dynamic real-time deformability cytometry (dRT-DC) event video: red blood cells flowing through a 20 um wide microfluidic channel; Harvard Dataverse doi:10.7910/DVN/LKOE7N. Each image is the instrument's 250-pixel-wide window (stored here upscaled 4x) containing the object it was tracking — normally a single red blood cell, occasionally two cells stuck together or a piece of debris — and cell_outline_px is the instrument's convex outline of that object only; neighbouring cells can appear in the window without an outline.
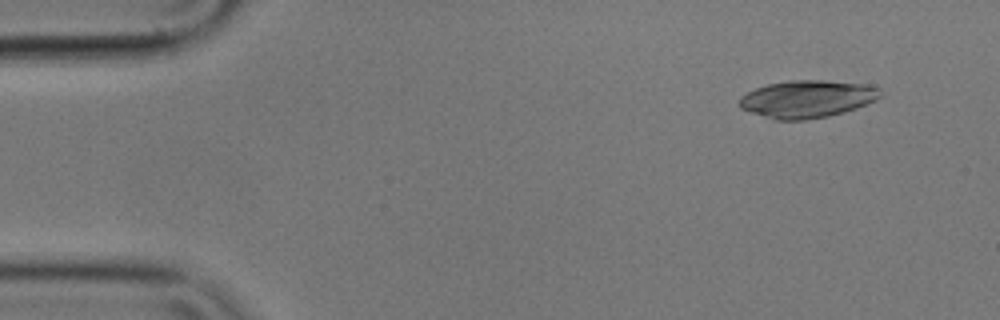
{"species": "common noctule bat (a hibernating species)", "species_latin": "Nyctalus noctula", "temperature_condition": "cold", "stored_images_in_passage": 55, "camera_frame_rate_fps": 3000, "um_per_image_px": 0.085, "animal": {"sex": "male", "body_mass_g": 17.9}, "frame": {"image": 1, "passage_image": 5, "time_ms": 1.333, "image_size_px": [1000, 320], "cell_outline_px": [[880, 96], [876, 100], [856, 108], [844, 112], [828, 116], [804, 120], [776, 120], [740, 108], [740, 96], [756, 88], [768, 84], [788, 80], [824, 80], [868, 84], [880, 88]], "centroid_in_image_um": [68.63, 8.4], "position_along_channel_um": 16.4, "area_um2": 30.69}}